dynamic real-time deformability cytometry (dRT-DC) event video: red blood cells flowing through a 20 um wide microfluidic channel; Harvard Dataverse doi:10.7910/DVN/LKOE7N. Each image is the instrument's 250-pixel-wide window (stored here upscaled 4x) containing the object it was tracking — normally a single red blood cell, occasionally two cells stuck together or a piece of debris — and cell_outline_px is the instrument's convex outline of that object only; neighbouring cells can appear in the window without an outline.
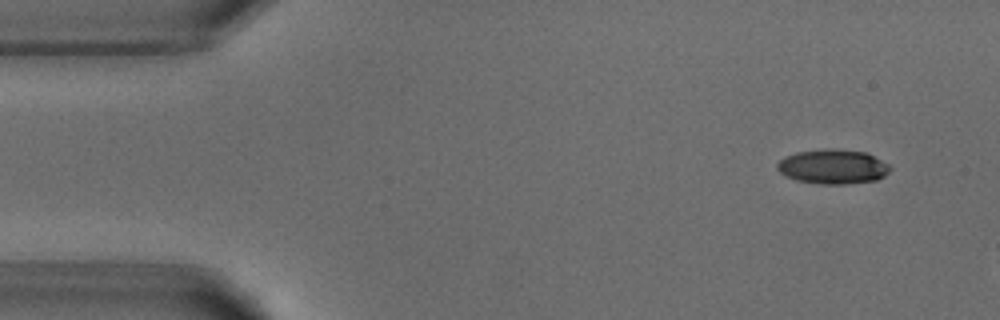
{"species": "common noctule bat (a hibernating species)", "species_latin": "Nyctalus noctula", "temperature_condition": "warm", "stored_images_in_passage": 3, "camera_frame_rate_fps": 3000, "um_per_image_px": 0.085, "animal": {"sex": "male", "body_mass_g": 18.8}, "frame": {"image": 1, "passage_image": 1, "time_ms": 0.0, "image_size_px": [1000, 320], "cell_outline_px": [[892, 168], [884, 176], [876, 180], [848, 184], [820, 184], [796, 180], [784, 176], [776, 168], [776, 164], [784, 156], [796, 152], [824, 148], [832, 148], [864, 152], [888, 164]], "centroid_in_image_um": [70.75, 14.16], "position_along_channel_um": 14.3, "area_um2": 22.83}}